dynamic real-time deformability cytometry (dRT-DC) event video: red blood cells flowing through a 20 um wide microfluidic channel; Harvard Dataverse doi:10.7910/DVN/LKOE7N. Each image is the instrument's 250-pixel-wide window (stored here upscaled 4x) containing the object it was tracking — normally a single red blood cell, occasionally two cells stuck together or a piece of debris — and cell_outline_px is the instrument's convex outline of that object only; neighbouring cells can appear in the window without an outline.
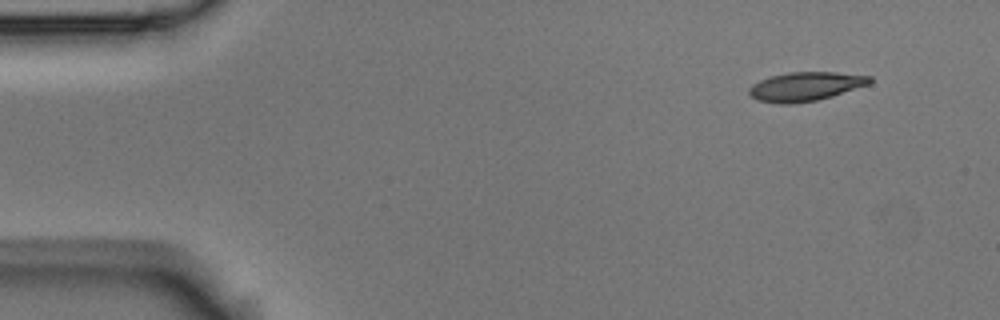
{"species": "Egyptian fruit bat (a non-hibernating species)", "species_latin": "Rousettus aegyptiacus", "temperature_condition": "room temperature", "stored_images_in_passage": 4, "camera_frame_rate_fps": 3000, "um_per_image_px": 0.085, "animal": {"sex": "male"}, "frame": {"image": 1, "passage_image": 1, "time_ms": 0.0, "image_size_px": [1000, 320], "cell_outline_px": [[872, 84], [832, 96], [816, 100], [788, 104], [780, 104], [760, 100], [752, 96], [748, 92], [748, 88], [752, 84], [760, 80], [772, 76], [788, 72], [836, 72], [872, 76]], "centroid_in_image_um": [68.51, 7.34], "position_along_channel_um": 16.5, "area_um2": 20.35}}